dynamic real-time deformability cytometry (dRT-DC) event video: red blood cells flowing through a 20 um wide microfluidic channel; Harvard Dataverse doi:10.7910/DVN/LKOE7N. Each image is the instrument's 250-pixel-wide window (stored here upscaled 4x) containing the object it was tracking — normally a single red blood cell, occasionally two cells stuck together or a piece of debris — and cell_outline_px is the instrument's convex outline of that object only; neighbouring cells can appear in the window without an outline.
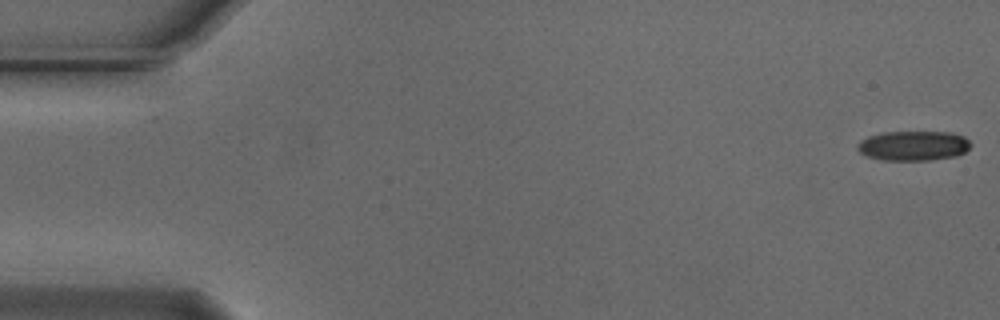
{"species": "Egyptian fruit bat (a non-hibernating species)", "species_latin": "Rousettus aegyptiacus", "temperature_condition": "cold", "stored_images_in_passage": 55, "camera_frame_rate_fps": 3000, "um_per_image_px": 0.085, "animal": {"sex": "male"}, "frame": {"image": 1, "passage_image": 1, "time_ms": 0.0, "image_size_px": [1000, 320], "cell_outline_px": [[972, 144], [964, 152], [956, 156], [928, 160], [884, 160], [868, 156], [860, 152], [856, 148], [856, 144], [860, 140], [868, 136], [884, 132], [952, 132], [964, 136]], "centroid_in_image_um": [77.63, 12.38], "position_along_channel_um": 7.4, "area_um2": 19.65}}
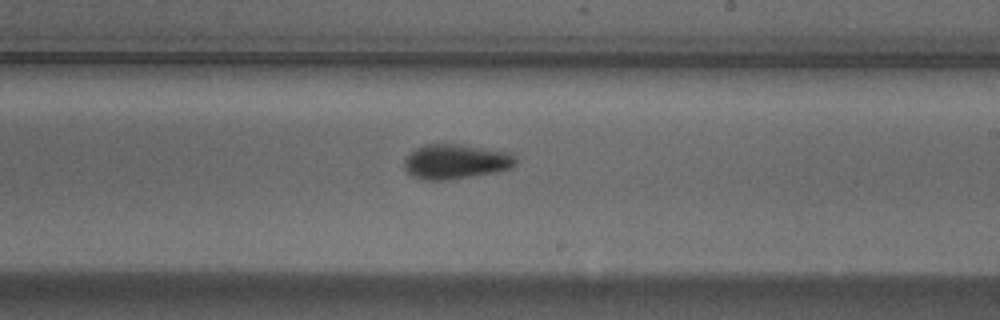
{"frame": {"image": 2, "passage_image": 32, "time_ms": 10.333, "image_size_px": [1000, 320], "cell_outline_px": [[516, 164], [508, 168], [492, 172], [448, 180], [424, 180], [412, 176], [404, 168], [404, 160], [416, 148], [424, 144], [456, 144], [508, 152], [516, 160]], "centroid_in_image_um": [38.67, 13.74], "position_along_channel_um": 250.3, "area_um2": 22.08}}
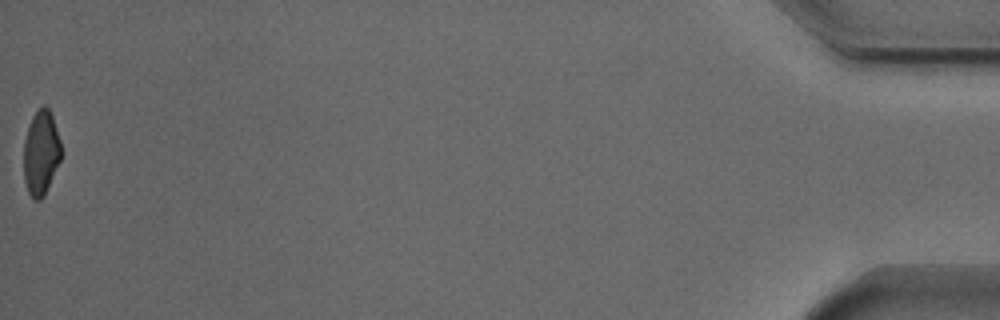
{"frame": {"image": 3, "passage_image": 55, "time_ms": 18.0, "image_size_px": [1000, 320], "cell_outline_px": [[64, 152], [44, 196], [40, 200], [32, 200], [28, 192], [24, 180], [24, 140], [32, 116], [44, 104], [48, 108], [52, 116]], "centroid_in_image_um": [3.5, 13.02], "position_along_channel_um": 431.7, "area_um2": 18.61}, "authors_computed_cell_mechanics": {"area_um2": 20.9236, "velocity_mm_per_s": 3.7325, "shape_relaxation_time_tau1_ms": 3.4824, "shape_relaxation_time_tau2_ms": null, "deformation_change_tau1": 0.1008, "deformation_change_tau2": null}}